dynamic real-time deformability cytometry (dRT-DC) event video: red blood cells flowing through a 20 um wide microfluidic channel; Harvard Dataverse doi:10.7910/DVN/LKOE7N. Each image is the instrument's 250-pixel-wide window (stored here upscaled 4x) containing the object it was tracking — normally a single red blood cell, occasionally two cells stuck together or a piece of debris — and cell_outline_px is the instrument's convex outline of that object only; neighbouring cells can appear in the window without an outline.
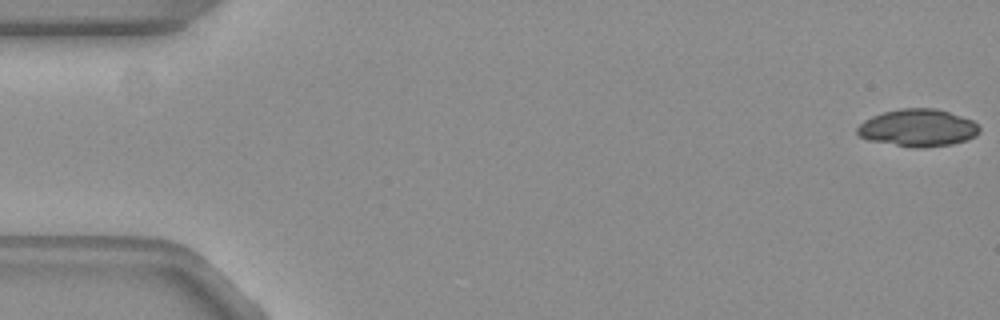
{"species": "common noctule bat (a hibernating species)", "species_latin": "Nyctalus noctula", "temperature_condition": "warm", "stored_images_in_passage": 14, "camera_frame_rate_fps": 3000, "um_per_image_px": 0.085, "animal": {"sex": "female", "body_mass_g": 19.3, "forearm_length_mm": 54.1}, "frame": {"image": 1, "passage_image": 1, "time_ms": 0.0, "image_size_px": [1000, 320], "cell_outline_px": [[980, 132], [976, 136], [952, 144], [916, 148], [868, 140], [860, 136], [856, 132], [856, 128], [864, 120], [872, 116], [884, 112], [900, 108], [936, 108], [972, 120], [980, 128]], "centroid_in_image_um": [78.0, 10.86], "position_along_channel_um": 7.0, "area_um2": 26.41}}
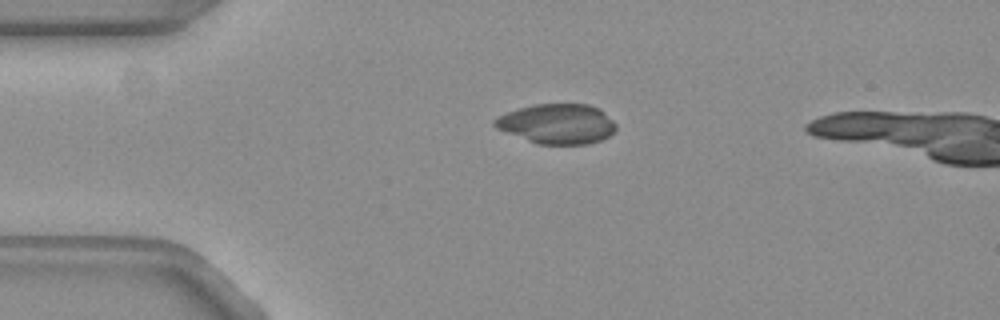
{"frame": {"image": 2, "passage_image": 10, "time_ms": 3.0, "image_size_px": [1000, 320], "cell_outline_px": [[616, 128], [608, 136], [600, 140], [588, 144], [536, 144], [496, 128], [492, 124], [492, 120], [496, 116], [520, 108], [536, 104], [588, 104], [600, 108], [616, 124]], "centroid_in_image_um": [47.34, 10.52], "position_along_channel_um": 37.7, "area_um2": 28.21}}